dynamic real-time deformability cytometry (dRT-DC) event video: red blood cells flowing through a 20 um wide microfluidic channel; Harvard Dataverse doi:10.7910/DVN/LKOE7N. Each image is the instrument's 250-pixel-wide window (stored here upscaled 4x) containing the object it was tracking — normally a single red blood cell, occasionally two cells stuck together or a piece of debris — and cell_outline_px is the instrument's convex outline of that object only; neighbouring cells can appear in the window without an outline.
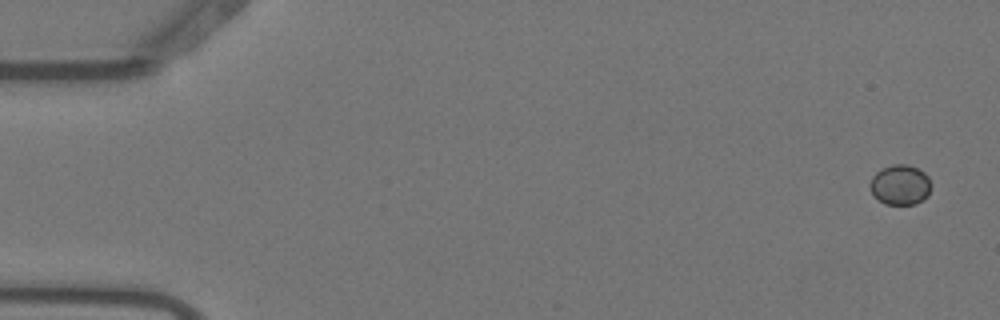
{"species": "Egyptian fruit bat (a non-hibernating species)", "species_latin": "Rousettus aegyptiacus", "temperature_condition": "warm", "stored_images_in_passage": 4, "camera_frame_rate_fps": 3000, "um_per_image_px": 0.085, "animal": {"sex": "female"}, "frame": {"image": 1, "passage_image": 1, "time_ms": 0.0, "image_size_px": [1000, 320], "cell_outline_px": [[932, 184], [928, 196], [916, 204], [884, 204], [872, 192], [868, 184], [872, 176], [880, 168], [892, 164], [908, 164], [924, 172], [928, 176]], "centroid_in_image_um": [76.52, 15.69], "position_along_channel_um": 8.5, "area_um2": 14.45}}
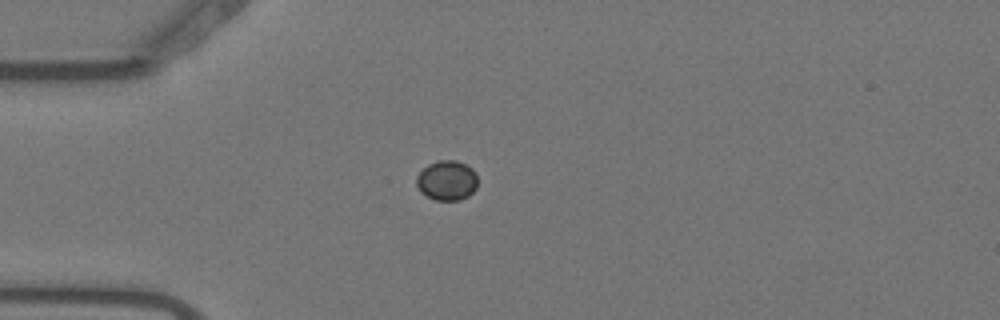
{"frame": {"image": 2, "passage_image": 4, "time_ms": 1.0, "image_size_px": [1000, 320], "cell_outline_px": [[476, 188], [468, 196], [460, 200], [436, 200], [420, 192], [416, 184], [416, 176], [428, 164], [440, 160], [456, 160], [472, 168], [476, 172]], "centroid_in_image_um": [37.98, 15.34], "position_along_channel_um": 47.0, "area_um2": 14.16}}